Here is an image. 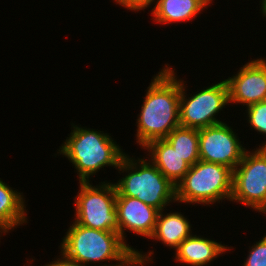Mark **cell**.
<instances>
[{
	"mask_svg": "<svg viewBox=\"0 0 266 266\" xmlns=\"http://www.w3.org/2000/svg\"><path fill=\"white\" fill-rule=\"evenodd\" d=\"M192 234L174 251L173 261L183 266H211L214 260L231 253L233 246L216 242L208 236ZM204 236V237H203Z\"/></svg>",
	"mask_w": 266,
	"mask_h": 266,
	"instance_id": "obj_12",
	"label": "cell"
},
{
	"mask_svg": "<svg viewBox=\"0 0 266 266\" xmlns=\"http://www.w3.org/2000/svg\"><path fill=\"white\" fill-rule=\"evenodd\" d=\"M241 266H266V233L259 241L249 246Z\"/></svg>",
	"mask_w": 266,
	"mask_h": 266,
	"instance_id": "obj_19",
	"label": "cell"
},
{
	"mask_svg": "<svg viewBox=\"0 0 266 266\" xmlns=\"http://www.w3.org/2000/svg\"><path fill=\"white\" fill-rule=\"evenodd\" d=\"M231 202L266 217V147L257 146L245 151L233 170Z\"/></svg>",
	"mask_w": 266,
	"mask_h": 266,
	"instance_id": "obj_8",
	"label": "cell"
},
{
	"mask_svg": "<svg viewBox=\"0 0 266 266\" xmlns=\"http://www.w3.org/2000/svg\"><path fill=\"white\" fill-rule=\"evenodd\" d=\"M236 132L226 122L199 129L200 160L234 170L247 150Z\"/></svg>",
	"mask_w": 266,
	"mask_h": 266,
	"instance_id": "obj_9",
	"label": "cell"
},
{
	"mask_svg": "<svg viewBox=\"0 0 266 266\" xmlns=\"http://www.w3.org/2000/svg\"><path fill=\"white\" fill-rule=\"evenodd\" d=\"M248 59L236 74L226 78L229 103L246 108L266 100V57Z\"/></svg>",
	"mask_w": 266,
	"mask_h": 266,
	"instance_id": "obj_10",
	"label": "cell"
},
{
	"mask_svg": "<svg viewBox=\"0 0 266 266\" xmlns=\"http://www.w3.org/2000/svg\"><path fill=\"white\" fill-rule=\"evenodd\" d=\"M210 4L206 0H156L150 15L157 25L192 22Z\"/></svg>",
	"mask_w": 266,
	"mask_h": 266,
	"instance_id": "obj_15",
	"label": "cell"
},
{
	"mask_svg": "<svg viewBox=\"0 0 266 266\" xmlns=\"http://www.w3.org/2000/svg\"><path fill=\"white\" fill-rule=\"evenodd\" d=\"M245 119L247 120L246 126L256 131L257 134L266 136V100L247 106L244 110ZM247 114V115H246ZM261 144V145H260ZM258 146L266 147V141H262Z\"/></svg>",
	"mask_w": 266,
	"mask_h": 266,
	"instance_id": "obj_18",
	"label": "cell"
},
{
	"mask_svg": "<svg viewBox=\"0 0 266 266\" xmlns=\"http://www.w3.org/2000/svg\"><path fill=\"white\" fill-rule=\"evenodd\" d=\"M175 68L165 63L151 79L137 114L135 140L141 150L149 142L165 139L180 126V78Z\"/></svg>",
	"mask_w": 266,
	"mask_h": 266,
	"instance_id": "obj_2",
	"label": "cell"
},
{
	"mask_svg": "<svg viewBox=\"0 0 266 266\" xmlns=\"http://www.w3.org/2000/svg\"><path fill=\"white\" fill-rule=\"evenodd\" d=\"M78 184L73 221L91 229L118 232L115 184L111 180H101L96 185L92 181Z\"/></svg>",
	"mask_w": 266,
	"mask_h": 266,
	"instance_id": "obj_6",
	"label": "cell"
},
{
	"mask_svg": "<svg viewBox=\"0 0 266 266\" xmlns=\"http://www.w3.org/2000/svg\"><path fill=\"white\" fill-rule=\"evenodd\" d=\"M60 255L55 256L54 259H52L53 261H49V263L47 262L46 264H44L43 266H89L86 264H83L81 262H76L73 261L69 258H67L63 253L58 252Z\"/></svg>",
	"mask_w": 266,
	"mask_h": 266,
	"instance_id": "obj_21",
	"label": "cell"
},
{
	"mask_svg": "<svg viewBox=\"0 0 266 266\" xmlns=\"http://www.w3.org/2000/svg\"><path fill=\"white\" fill-rule=\"evenodd\" d=\"M71 223L66 229V234L61 238L62 242L58 249L73 261L89 266H150L148 264H155L154 250L145 253L142 249L139 251L126 244L118 232L91 229L74 221ZM104 261L109 262V265L103 264Z\"/></svg>",
	"mask_w": 266,
	"mask_h": 266,
	"instance_id": "obj_1",
	"label": "cell"
},
{
	"mask_svg": "<svg viewBox=\"0 0 266 266\" xmlns=\"http://www.w3.org/2000/svg\"><path fill=\"white\" fill-rule=\"evenodd\" d=\"M115 184L117 195L136 198L159 211L176 203V185L166 178L146 157L125 153L120 161ZM167 206H169L167 208Z\"/></svg>",
	"mask_w": 266,
	"mask_h": 266,
	"instance_id": "obj_4",
	"label": "cell"
},
{
	"mask_svg": "<svg viewBox=\"0 0 266 266\" xmlns=\"http://www.w3.org/2000/svg\"><path fill=\"white\" fill-rule=\"evenodd\" d=\"M26 264L25 263H23L24 264V266H32L31 264L32 263H34V261H35V258L34 257H32L31 259H29V258H26Z\"/></svg>",
	"mask_w": 266,
	"mask_h": 266,
	"instance_id": "obj_23",
	"label": "cell"
},
{
	"mask_svg": "<svg viewBox=\"0 0 266 266\" xmlns=\"http://www.w3.org/2000/svg\"><path fill=\"white\" fill-rule=\"evenodd\" d=\"M0 178V237L28 224L26 197ZM28 216V217H27Z\"/></svg>",
	"mask_w": 266,
	"mask_h": 266,
	"instance_id": "obj_13",
	"label": "cell"
},
{
	"mask_svg": "<svg viewBox=\"0 0 266 266\" xmlns=\"http://www.w3.org/2000/svg\"><path fill=\"white\" fill-rule=\"evenodd\" d=\"M71 132L57 149L54 156H62L72 163L79 182H91V178L104 167L118 169L125 149L117 144L114 136L81 124L71 123ZM103 168V169H102Z\"/></svg>",
	"mask_w": 266,
	"mask_h": 266,
	"instance_id": "obj_3",
	"label": "cell"
},
{
	"mask_svg": "<svg viewBox=\"0 0 266 266\" xmlns=\"http://www.w3.org/2000/svg\"><path fill=\"white\" fill-rule=\"evenodd\" d=\"M115 3L118 4L119 6L130 10L132 12H137L141 13V11L145 12V9L152 10V7H154L156 0H113ZM148 8V9H147Z\"/></svg>",
	"mask_w": 266,
	"mask_h": 266,
	"instance_id": "obj_20",
	"label": "cell"
},
{
	"mask_svg": "<svg viewBox=\"0 0 266 266\" xmlns=\"http://www.w3.org/2000/svg\"><path fill=\"white\" fill-rule=\"evenodd\" d=\"M210 5L212 4L213 5V0H206Z\"/></svg>",
	"mask_w": 266,
	"mask_h": 266,
	"instance_id": "obj_24",
	"label": "cell"
},
{
	"mask_svg": "<svg viewBox=\"0 0 266 266\" xmlns=\"http://www.w3.org/2000/svg\"><path fill=\"white\" fill-rule=\"evenodd\" d=\"M233 190V170L216 163L199 160L176 184V202L192 206H210L229 201ZM224 200V201H223ZM221 201V202H220ZM200 204V205H199Z\"/></svg>",
	"mask_w": 266,
	"mask_h": 266,
	"instance_id": "obj_5",
	"label": "cell"
},
{
	"mask_svg": "<svg viewBox=\"0 0 266 266\" xmlns=\"http://www.w3.org/2000/svg\"><path fill=\"white\" fill-rule=\"evenodd\" d=\"M170 209H163L159 211L156 227L153 235L149 238V240L159 241V243L164 244V247L173 249L175 251L178 246L190 235H192L193 228L191 222L188 217L178 211Z\"/></svg>",
	"mask_w": 266,
	"mask_h": 266,
	"instance_id": "obj_16",
	"label": "cell"
},
{
	"mask_svg": "<svg viewBox=\"0 0 266 266\" xmlns=\"http://www.w3.org/2000/svg\"><path fill=\"white\" fill-rule=\"evenodd\" d=\"M118 233L127 244L126 231L149 239L155 230L159 210L128 196H116Z\"/></svg>",
	"mask_w": 266,
	"mask_h": 266,
	"instance_id": "obj_11",
	"label": "cell"
},
{
	"mask_svg": "<svg viewBox=\"0 0 266 266\" xmlns=\"http://www.w3.org/2000/svg\"><path fill=\"white\" fill-rule=\"evenodd\" d=\"M259 3H260V4H259V5H260V6H259V8H260V9H259V11H260V12H259V13H260V16H262V18L265 17L264 19H266V0H260ZM261 14H262V15H261Z\"/></svg>",
	"mask_w": 266,
	"mask_h": 266,
	"instance_id": "obj_22",
	"label": "cell"
},
{
	"mask_svg": "<svg viewBox=\"0 0 266 266\" xmlns=\"http://www.w3.org/2000/svg\"><path fill=\"white\" fill-rule=\"evenodd\" d=\"M190 166L200 160L199 129L179 126L165 138Z\"/></svg>",
	"mask_w": 266,
	"mask_h": 266,
	"instance_id": "obj_17",
	"label": "cell"
},
{
	"mask_svg": "<svg viewBox=\"0 0 266 266\" xmlns=\"http://www.w3.org/2000/svg\"><path fill=\"white\" fill-rule=\"evenodd\" d=\"M144 155L157 169L176 185L189 171L190 165L182 159L173 146L166 139L149 142L142 148Z\"/></svg>",
	"mask_w": 266,
	"mask_h": 266,
	"instance_id": "obj_14",
	"label": "cell"
},
{
	"mask_svg": "<svg viewBox=\"0 0 266 266\" xmlns=\"http://www.w3.org/2000/svg\"><path fill=\"white\" fill-rule=\"evenodd\" d=\"M187 85L184 78H180V126L201 129L227 122L219 117L221 111L224 113L223 109L230 107L229 89L225 79L208 87L204 86L201 90L197 89V92H192L193 95L187 92Z\"/></svg>",
	"mask_w": 266,
	"mask_h": 266,
	"instance_id": "obj_7",
	"label": "cell"
}]
</instances>
